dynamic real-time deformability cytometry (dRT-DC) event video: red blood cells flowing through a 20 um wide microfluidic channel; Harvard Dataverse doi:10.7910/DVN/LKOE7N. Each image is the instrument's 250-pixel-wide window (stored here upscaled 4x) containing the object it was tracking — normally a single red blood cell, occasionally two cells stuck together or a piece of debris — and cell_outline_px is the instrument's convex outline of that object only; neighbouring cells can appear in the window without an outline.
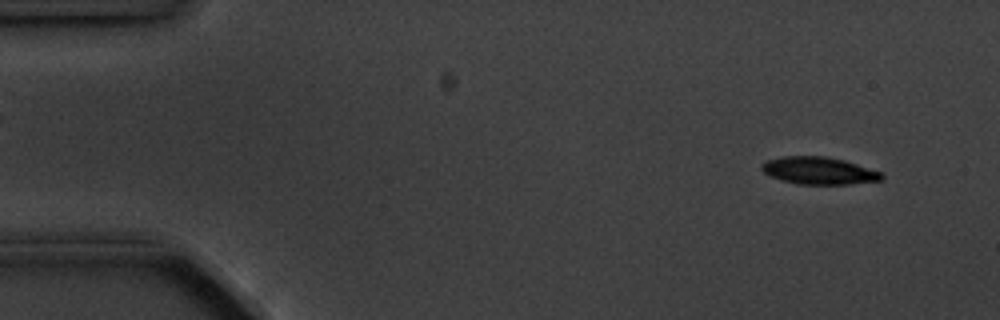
{"species": "common noctule bat (a hibernating species)", "species_latin": "Nyctalus noctula", "temperature_condition": "cold", "stored_images_in_passage": 4, "camera_frame_rate_fps": 3000, "um_per_image_px": 0.085, "animal": {"sex": "male", "body_mass_g": 20.1, "forearm_length_mm": 53.5}, "frame": {"image": 1, "passage_image": 1, "time_ms": 0.0, "image_size_px": [1000, 320], "cell_outline_px": [[884, 176], [880, 180], [848, 184], [796, 184], [780, 180], [768, 176], [760, 168], [760, 164], [768, 160], [784, 156], [824, 156], [844, 160], [884, 172]], "centroid_in_image_um": [69.59, 14.51], "position_along_channel_um": 15.4, "area_um2": 19.25}}